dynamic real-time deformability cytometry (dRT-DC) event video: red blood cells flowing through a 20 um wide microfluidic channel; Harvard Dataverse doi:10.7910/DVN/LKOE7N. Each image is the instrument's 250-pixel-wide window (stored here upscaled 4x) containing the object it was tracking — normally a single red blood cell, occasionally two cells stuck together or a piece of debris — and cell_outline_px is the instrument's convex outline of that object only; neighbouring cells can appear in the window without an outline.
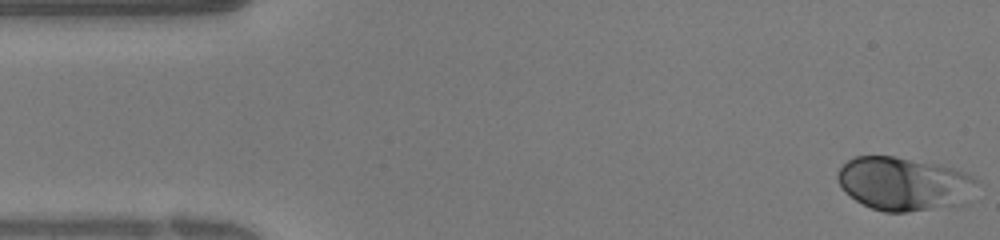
{"species": "human", "species_latin": "Homo sapiens", "temperature_condition": "warm", "stored_images_in_passage": 38, "camera_frame_rate_fps": 3000, "um_per_image_px": 0.085, "donor": {"sex": "female"}, "frame": {"image": 1, "passage_image": 1, "time_ms": 0.0, "image_size_px": [1000, 240], "cell_outline_px": [[976, 180], [968, 204], [908, 212], [884, 212], [872, 208], [856, 200], [844, 192], [836, 180], [836, 172], [848, 160], [856, 156], [892, 156], [940, 164], [964, 172], [972, 176]], "centroid_in_image_um": [76.82, 15.63], "position_along_channel_um": 8.2, "area_um2": 43.64}}
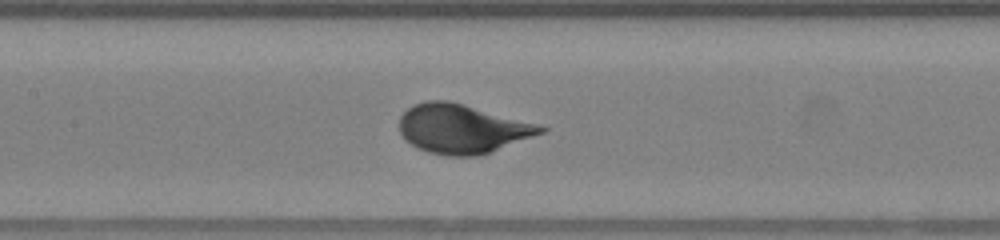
{"frame": {"image": 2, "passage_image": 17, "time_ms": 5.333, "image_size_px": [1000, 240], "cell_outline_px": [[548, 128], [544, 132], [488, 152], [476, 156], [448, 156], [428, 152], [416, 148], [404, 140], [400, 132], [400, 116], [412, 104], [424, 100], [448, 100], [464, 104], [540, 124]], "centroid_in_image_um": [39.24, 10.93], "position_along_channel_um": 168.2, "area_um2": 40.4}}
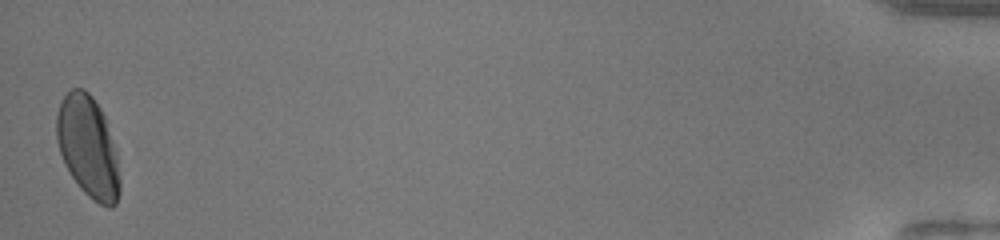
{"frame": {"image": 3, "passage_image": 38, "time_ms": 12.333, "image_size_px": [1000, 240], "cell_outline_px": [[120, 192], [116, 204], [112, 208], [108, 208], [92, 200], [80, 188], [64, 164], [56, 140], [56, 116], [60, 100], [72, 88], [84, 88], [92, 96], [100, 108], [104, 116], [116, 152], [120, 180]], "centroid_in_image_um": [7.47, 12.5], "position_along_channel_um": 427.7, "area_um2": 37.45}}